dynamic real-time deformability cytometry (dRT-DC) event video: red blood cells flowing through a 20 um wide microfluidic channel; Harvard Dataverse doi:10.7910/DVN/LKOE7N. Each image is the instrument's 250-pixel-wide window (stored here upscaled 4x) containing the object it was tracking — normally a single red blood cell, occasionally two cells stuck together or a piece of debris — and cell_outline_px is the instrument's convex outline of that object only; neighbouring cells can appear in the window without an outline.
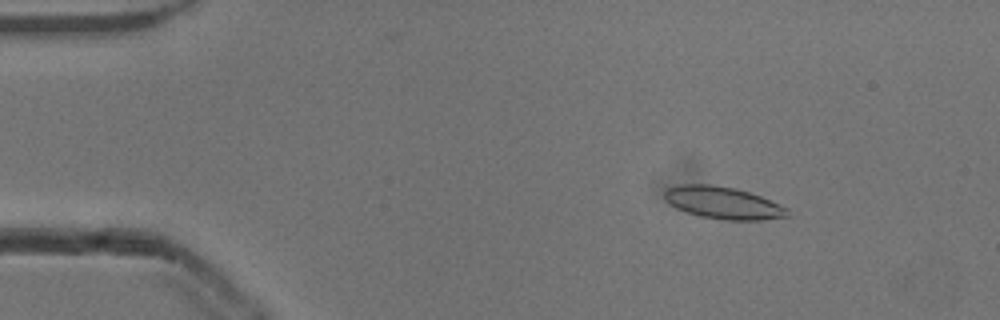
{"species": "common noctule bat (a hibernating species)", "species_latin": "Nyctalus noctula", "temperature_condition": "cold", "stored_images_in_passage": 55, "camera_frame_rate_fps": 3000, "um_per_image_px": 0.085, "animal": {"sex": "male", "body_mass_g": 13.3}, "frame": {"image": 1, "passage_image": 8, "time_ms": 2.333, "image_size_px": [1000, 320], "cell_outline_px": [[788, 216], [760, 220], [724, 220], [700, 216], [676, 208], [668, 204], [664, 200], [664, 192], [668, 188], [680, 184], [712, 184], [736, 188], [760, 196], [780, 204], [788, 208]], "centroid_in_image_um": [61.43, 17.23], "position_along_channel_um": 23.6, "area_um2": 23.12}}
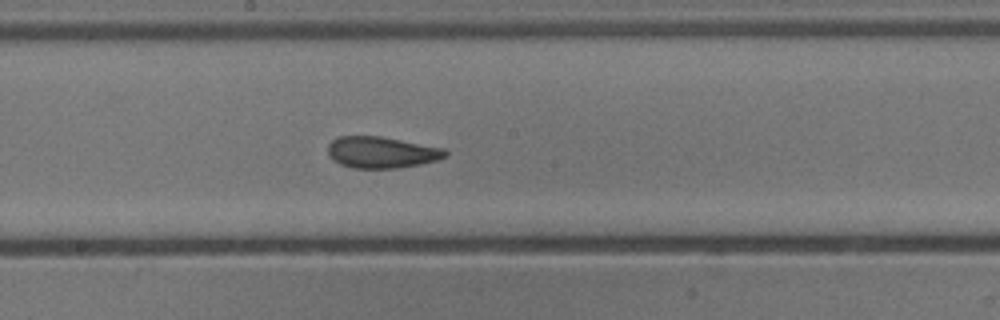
{"frame": {"image": 2, "passage_image": 29, "time_ms": 9.333, "image_size_px": [1000, 320], "cell_outline_px": [[448, 156], [436, 160], [420, 164], [396, 168], [352, 168], [340, 164], [332, 160], [328, 152], [328, 144], [332, 140], [340, 136], [380, 136], [444, 148], [448, 152]], "centroid_in_image_um": [32.42, 12.95], "position_along_channel_um": 215.8, "area_um2": 21.5}}
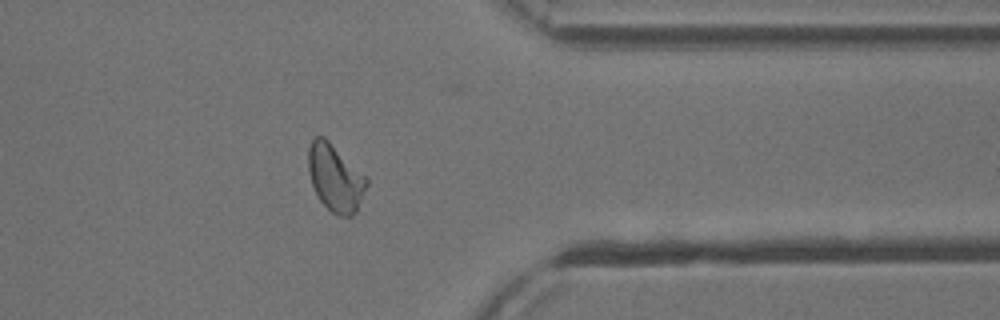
{"frame": {"image": 3, "passage_image": 43, "time_ms": 14.0, "image_size_px": [1000, 320], "cell_outline_px": [[368, 184], [356, 212], [352, 216], [336, 216], [320, 200], [312, 184], [308, 172], [308, 148], [312, 140], [316, 136], [324, 136], [368, 176]], "centroid_in_image_um": [28.52, 15.1], "position_along_channel_um": 382.9, "area_um2": 23.0}, "authors_computed_cell_mechanics": {"area_um2": 22.3108, "velocity_mm_per_s": 3.8415, "shape_relaxation_time_tau1_ms": null, "shape_relaxation_time_tau2_ms": 1.8978, "deformation_change_tau1": null, "deformation_change_tau2": 0.0861}}